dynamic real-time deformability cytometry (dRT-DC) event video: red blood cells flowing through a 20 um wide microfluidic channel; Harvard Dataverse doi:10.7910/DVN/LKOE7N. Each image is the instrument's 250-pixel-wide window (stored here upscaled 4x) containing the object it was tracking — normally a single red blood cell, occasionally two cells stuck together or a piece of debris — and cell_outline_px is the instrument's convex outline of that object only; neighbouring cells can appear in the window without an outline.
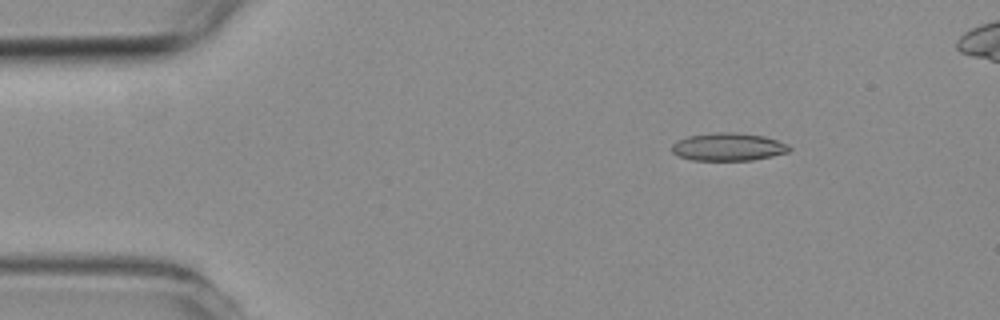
{"species": "common noctule bat (a hibernating species)", "species_latin": "Nyctalus noctula", "temperature_condition": "room temperature", "stored_images_in_passage": 5, "segment_of_instrument_passage": [2, 2], "camera_frame_rate_fps": 3000, "um_per_image_px": 0.085, "animal": {"sex": "female", "body_mass_g": 19.3, "forearm_length_mm": 54.1}, "frame": {"image": 1, "passage_image": 5, "time_ms": 7.333, "image_size_px": [1000, 320], "cell_outline_px": [[792, 148], [788, 152], [772, 156], [752, 160], [692, 160], [676, 156], [672, 152], [672, 144], [676, 140], [688, 136], [716, 132], [736, 132], [764, 136], [788, 144]], "centroid_in_image_um": [61.88, 12.48], "position_along_channel_um": 23.1, "area_um2": 19.19}}